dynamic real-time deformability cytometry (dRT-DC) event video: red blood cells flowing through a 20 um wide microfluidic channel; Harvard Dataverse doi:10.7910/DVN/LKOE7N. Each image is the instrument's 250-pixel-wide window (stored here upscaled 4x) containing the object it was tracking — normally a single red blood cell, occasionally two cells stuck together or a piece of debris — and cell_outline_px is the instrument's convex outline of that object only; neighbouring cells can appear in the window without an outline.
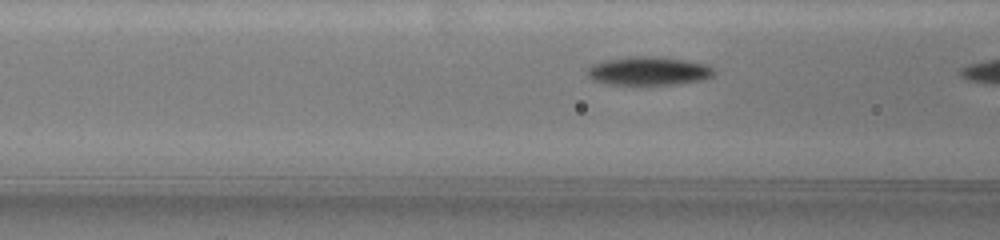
{"species": "common noctule bat (a hibernating species)", "species_latin": "Nyctalus noctula", "temperature_condition": "warm", "stored_images_in_passage": 6, "camera_frame_rate_fps": 3000, "um_per_image_px": 0.085, "animal": {"sex": "female", "body_mass_g": 19.5, "forearm_length_mm": 54.1}, "frame": {"image": 1, "passage_image": 5, "time_ms": 1.333, "image_size_px": [1000, 240], "cell_outline_px": [[716, 72], [712, 76], [700, 80], [676, 84], [604, 84], [592, 80], [588, 76], [588, 68], [592, 64], [604, 60], [628, 56], [652, 56], [684, 60], [704, 64], [712, 68]], "centroid_in_image_um": [55.08, 6.03], "position_along_channel_um": 111.5, "area_um2": 20.92}}